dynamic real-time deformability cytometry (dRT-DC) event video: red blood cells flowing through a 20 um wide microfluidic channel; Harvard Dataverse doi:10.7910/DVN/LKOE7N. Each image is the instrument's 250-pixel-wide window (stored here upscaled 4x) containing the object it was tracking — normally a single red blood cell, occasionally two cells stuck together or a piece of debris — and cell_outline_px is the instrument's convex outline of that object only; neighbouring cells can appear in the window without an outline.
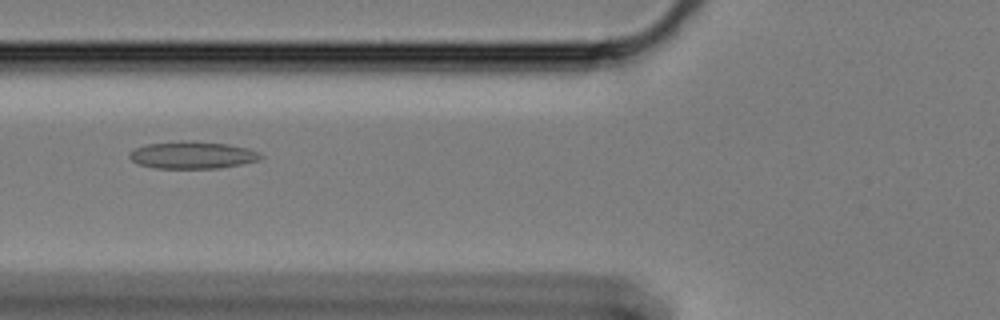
{"species": "Egyptian fruit bat (a non-hibernating species)", "species_latin": "Rousettus aegyptiacus", "temperature_condition": "cold", "stored_images_in_passage": 48, "camera_frame_rate_fps": 3000, "um_per_image_px": 0.085, "animal": {"sex": "female"}, "frame": {"image": 1, "passage_image": 11, "time_ms": 3.333, "image_size_px": [1000, 320], "cell_outline_px": [[264, 156], [260, 160], [220, 168], [156, 168], [140, 164], [132, 160], [128, 156], [128, 152], [136, 148], [148, 144], [180, 140], [192, 140], [228, 144], [248, 148]], "centroid_in_image_um": [16.35, 13.17], "position_along_channel_um": 109.4, "area_um2": 20.87}}
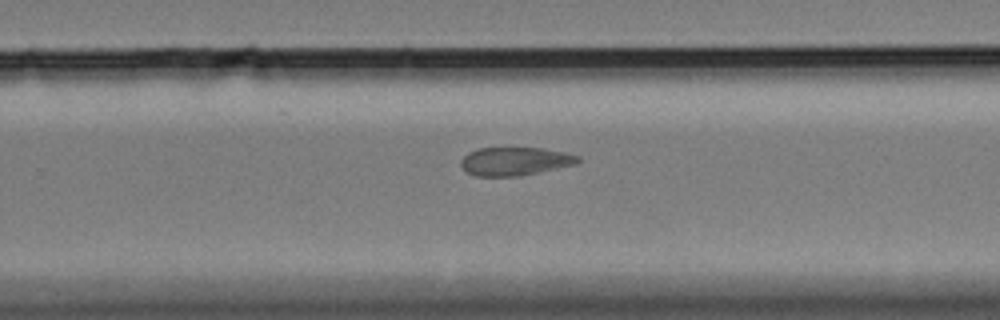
{"frame": {"image": 2, "passage_image": 27, "time_ms": 8.667, "image_size_px": [1000, 320], "cell_outline_px": [[580, 160], [576, 164], [520, 176], [476, 176], [468, 172], [460, 164], [460, 160], [468, 152], [476, 148], [544, 148], [564, 152], [580, 156]], "centroid_in_image_um": [43.77, 13.7], "position_along_channel_um": 286.0, "area_um2": 19.31}}
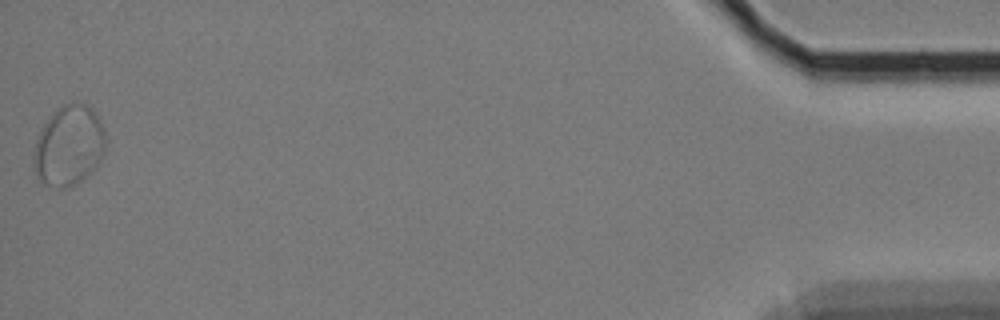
{"frame": {"image": 3, "passage_image": 48, "time_ms": 15.667, "image_size_px": [1000, 320], "cell_outline_px": [[108, 140], [104, 152], [100, 160], [80, 180], [68, 188], [56, 188], [44, 184], [36, 176], [32, 168], [32, 156], [36, 140], [44, 124], [52, 112], [64, 104], [72, 100], [88, 104], [96, 112]], "centroid_in_image_um": [5.83, 12.35], "position_along_channel_um": 429.4, "area_um2": 34.1}, "authors_computed_cell_mechanics": {"area_um2": 21.1259, "velocity_mm_per_s": 3.3143, "shape_relaxation_time_tau1_ms": null, "shape_relaxation_time_tau2_ms": 3.8848, "deformation_change_tau1": null, "deformation_change_tau2": 0.0833}}